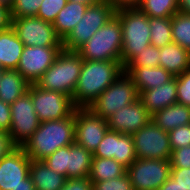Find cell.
<instances>
[{"instance_id": "obj_1", "label": "cell", "mask_w": 190, "mask_h": 190, "mask_svg": "<svg viewBox=\"0 0 190 190\" xmlns=\"http://www.w3.org/2000/svg\"><path fill=\"white\" fill-rule=\"evenodd\" d=\"M121 61L83 60L72 101L76 108H88L121 74Z\"/></svg>"}, {"instance_id": "obj_2", "label": "cell", "mask_w": 190, "mask_h": 190, "mask_svg": "<svg viewBox=\"0 0 190 190\" xmlns=\"http://www.w3.org/2000/svg\"><path fill=\"white\" fill-rule=\"evenodd\" d=\"M75 143V111L64 119L40 122L21 147L31 160L42 161L61 147Z\"/></svg>"}, {"instance_id": "obj_3", "label": "cell", "mask_w": 190, "mask_h": 190, "mask_svg": "<svg viewBox=\"0 0 190 190\" xmlns=\"http://www.w3.org/2000/svg\"><path fill=\"white\" fill-rule=\"evenodd\" d=\"M115 16L122 25L121 64L125 67L150 45L149 17L137 7L117 9Z\"/></svg>"}, {"instance_id": "obj_4", "label": "cell", "mask_w": 190, "mask_h": 190, "mask_svg": "<svg viewBox=\"0 0 190 190\" xmlns=\"http://www.w3.org/2000/svg\"><path fill=\"white\" fill-rule=\"evenodd\" d=\"M83 59L77 51L62 49L53 64L35 83L38 87L73 97Z\"/></svg>"}, {"instance_id": "obj_5", "label": "cell", "mask_w": 190, "mask_h": 190, "mask_svg": "<svg viewBox=\"0 0 190 190\" xmlns=\"http://www.w3.org/2000/svg\"><path fill=\"white\" fill-rule=\"evenodd\" d=\"M122 25L114 15L77 52L83 60L121 61Z\"/></svg>"}, {"instance_id": "obj_6", "label": "cell", "mask_w": 190, "mask_h": 190, "mask_svg": "<svg viewBox=\"0 0 190 190\" xmlns=\"http://www.w3.org/2000/svg\"><path fill=\"white\" fill-rule=\"evenodd\" d=\"M139 99V92L132 78L124 71L98 98L88 107L95 115L109 118L118 109H122Z\"/></svg>"}, {"instance_id": "obj_7", "label": "cell", "mask_w": 190, "mask_h": 190, "mask_svg": "<svg viewBox=\"0 0 190 190\" xmlns=\"http://www.w3.org/2000/svg\"><path fill=\"white\" fill-rule=\"evenodd\" d=\"M115 11L106 0L88 6L80 22L62 41V49L77 51L115 15Z\"/></svg>"}, {"instance_id": "obj_8", "label": "cell", "mask_w": 190, "mask_h": 190, "mask_svg": "<svg viewBox=\"0 0 190 190\" xmlns=\"http://www.w3.org/2000/svg\"><path fill=\"white\" fill-rule=\"evenodd\" d=\"M28 92L40 122L64 119L76 109L72 97L64 93L42 89L35 83L30 84Z\"/></svg>"}, {"instance_id": "obj_9", "label": "cell", "mask_w": 190, "mask_h": 190, "mask_svg": "<svg viewBox=\"0 0 190 190\" xmlns=\"http://www.w3.org/2000/svg\"><path fill=\"white\" fill-rule=\"evenodd\" d=\"M10 110L11 126L8 135L15 147H22L40 124L30 93L26 92L16 99L10 105Z\"/></svg>"}, {"instance_id": "obj_10", "label": "cell", "mask_w": 190, "mask_h": 190, "mask_svg": "<svg viewBox=\"0 0 190 190\" xmlns=\"http://www.w3.org/2000/svg\"><path fill=\"white\" fill-rule=\"evenodd\" d=\"M170 159H136L127 174L134 190H158L170 177Z\"/></svg>"}, {"instance_id": "obj_11", "label": "cell", "mask_w": 190, "mask_h": 190, "mask_svg": "<svg viewBox=\"0 0 190 190\" xmlns=\"http://www.w3.org/2000/svg\"><path fill=\"white\" fill-rule=\"evenodd\" d=\"M11 27L24 46L62 47L53 24L38 17L12 18Z\"/></svg>"}, {"instance_id": "obj_12", "label": "cell", "mask_w": 190, "mask_h": 190, "mask_svg": "<svg viewBox=\"0 0 190 190\" xmlns=\"http://www.w3.org/2000/svg\"><path fill=\"white\" fill-rule=\"evenodd\" d=\"M136 159H170L172 149L168 131L162 130L152 121L132 135Z\"/></svg>"}, {"instance_id": "obj_13", "label": "cell", "mask_w": 190, "mask_h": 190, "mask_svg": "<svg viewBox=\"0 0 190 190\" xmlns=\"http://www.w3.org/2000/svg\"><path fill=\"white\" fill-rule=\"evenodd\" d=\"M108 129L107 119L93 114L88 108L75 109V143L92 154Z\"/></svg>"}, {"instance_id": "obj_14", "label": "cell", "mask_w": 190, "mask_h": 190, "mask_svg": "<svg viewBox=\"0 0 190 190\" xmlns=\"http://www.w3.org/2000/svg\"><path fill=\"white\" fill-rule=\"evenodd\" d=\"M62 47L24 46L17 71L30 83H36L53 64Z\"/></svg>"}, {"instance_id": "obj_15", "label": "cell", "mask_w": 190, "mask_h": 190, "mask_svg": "<svg viewBox=\"0 0 190 190\" xmlns=\"http://www.w3.org/2000/svg\"><path fill=\"white\" fill-rule=\"evenodd\" d=\"M93 157L113 158L128 168L136 160L132 135L108 129Z\"/></svg>"}, {"instance_id": "obj_16", "label": "cell", "mask_w": 190, "mask_h": 190, "mask_svg": "<svg viewBox=\"0 0 190 190\" xmlns=\"http://www.w3.org/2000/svg\"><path fill=\"white\" fill-rule=\"evenodd\" d=\"M31 159L21 147H15L0 159V190H15L25 184Z\"/></svg>"}, {"instance_id": "obj_17", "label": "cell", "mask_w": 190, "mask_h": 190, "mask_svg": "<svg viewBox=\"0 0 190 190\" xmlns=\"http://www.w3.org/2000/svg\"><path fill=\"white\" fill-rule=\"evenodd\" d=\"M151 121V114L138 99L107 118L110 130L133 135Z\"/></svg>"}, {"instance_id": "obj_18", "label": "cell", "mask_w": 190, "mask_h": 190, "mask_svg": "<svg viewBox=\"0 0 190 190\" xmlns=\"http://www.w3.org/2000/svg\"><path fill=\"white\" fill-rule=\"evenodd\" d=\"M139 100L146 110L152 115L177 102V82L173 77L169 82L153 89L139 93Z\"/></svg>"}, {"instance_id": "obj_19", "label": "cell", "mask_w": 190, "mask_h": 190, "mask_svg": "<svg viewBox=\"0 0 190 190\" xmlns=\"http://www.w3.org/2000/svg\"><path fill=\"white\" fill-rule=\"evenodd\" d=\"M132 78L137 91L143 92L169 82L174 76L163 67H124Z\"/></svg>"}, {"instance_id": "obj_20", "label": "cell", "mask_w": 190, "mask_h": 190, "mask_svg": "<svg viewBox=\"0 0 190 190\" xmlns=\"http://www.w3.org/2000/svg\"><path fill=\"white\" fill-rule=\"evenodd\" d=\"M24 49L23 42L15 30L10 27L0 32V67L4 70H16Z\"/></svg>"}, {"instance_id": "obj_21", "label": "cell", "mask_w": 190, "mask_h": 190, "mask_svg": "<svg viewBox=\"0 0 190 190\" xmlns=\"http://www.w3.org/2000/svg\"><path fill=\"white\" fill-rule=\"evenodd\" d=\"M159 66L174 77L190 68V51L175 42L160 48Z\"/></svg>"}, {"instance_id": "obj_22", "label": "cell", "mask_w": 190, "mask_h": 190, "mask_svg": "<svg viewBox=\"0 0 190 190\" xmlns=\"http://www.w3.org/2000/svg\"><path fill=\"white\" fill-rule=\"evenodd\" d=\"M151 121L164 131L190 124V107L178 102L158 110L151 115Z\"/></svg>"}, {"instance_id": "obj_23", "label": "cell", "mask_w": 190, "mask_h": 190, "mask_svg": "<svg viewBox=\"0 0 190 190\" xmlns=\"http://www.w3.org/2000/svg\"><path fill=\"white\" fill-rule=\"evenodd\" d=\"M29 176L36 190H61L67 177L50 169L43 161L31 160Z\"/></svg>"}, {"instance_id": "obj_24", "label": "cell", "mask_w": 190, "mask_h": 190, "mask_svg": "<svg viewBox=\"0 0 190 190\" xmlns=\"http://www.w3.org/2000/svg\"><path fill=\"white\" fill-rule=\"evenodd\" d=\"M87 5L68 1L60 10L53 26L57 36L63 41L73 28L80 22L87 9Z\"/></svg>"}, {"instance_id": "obj_25", "label": "cell", "mask_w": 190, "mask_h": 190, "mask_svg": "<svg viewBox=\"0 0 190 190\" xmlns=\"http://www.w3.org/2000/svg\"><path fill=\"white\" fill-rule=\"evenodd\" d=\"M30 83L17 70H4L0 79V100L12 104L28 92Z\"/></svg>"}, {"instance_id": "obj_26", "label": "cell", "mask_w": 190, "mask_h": 190, "mask_svg": "<svg viewBox=\"0 0 190 190\" xmlns=\"http://www.w3.org/2000/svg\"><path fill=\"white\" fill-rule=\"evenodd\" d=\"M93 154L73 143L68 145L67 179L89 177Z\"/></svg>"}, {"instance_id": "obj_27", "label": "cell", "mask_w": 190, "mask_h": 190, "mask_svg": "<svg viewBox=\"0 0 190 190\" xmlns=\"http://www.w3.org/2000/svg\"><path fill=\"white\" fill-rule=\"evenodd\" d=\"M127 173V167L113 158L92 157L89 179L104 181L118 178Z\"/></svg>"}, {"instance_id": "obj_28", "label": "cell", "mask_w": 190, "mask_h": 190, "mask_svg": "<svg viewBox=\"0 0 190 190\" xmlns=\"http://www.w3.org/2000/svg\"><path fill=\"white\" fill-rule=\"evenodd\" d=\"M137 8L148 17H172L178 12V0H141Z\"/></svg>"}, {"instance_id": "obj_29", "label": "cell", "mask_w": 190, "mask_h": 190, "mask_svg": "<svg viewBox=\"0 0 190 190\" xmlns=\"http://www.w3.org/2000/svg\"><path fill=\"white\" fill-rule=\"evenodd\" d=\"M150 25V44L161 48L169 43L173 42L172 40V26H171V17L166 18H152L149 17Z\"/></svg>"}, {"instance_id": "obj_30", "label": "cell", "mask_w": 190, "mask_h": 190, "mask_svg": "<svg viewBox=\"0 0 190 190\" xmlns=\"http://www.w3.org/2000/svg\"><path fill=\"white\" fill-rule=\"evenodd\" d=\"M172 40L190 51V15L177 12L171 17Z\"/></svg>"}, {"instance_id": "obj_31", "label": "cell", "mask_w": 190, "mask_h": 190, "mask_svg": "<svg viewBox=\"0 0 190 190\" xmlns=\"http://www.w3.org/2000/svg\"><path fill=\"white\" fill-rule=\"evenodd\" d=\"M160 48L148 45L137 54L125 67H157L160 60Z\"/></svg>"}, {"instance_id": "obj_32", "label": "cell", "mask_w": 190, "mask_h": 190, "mask_svg": "<svg viewBox=\"0 0 190 190\" xmlns=\"http://www.w3.org/2000/svg\"><path fill=\"white\" fill-rule=\"evenodd\" d=\"M43 0H14L11 18L36 17Z\"/></svg>"}, {"instance_id": "obj_33", "label": "cell", "mask_w": 190, "mask_h": 190, "mask_svg": "<svg viewBox=\"0 0 190 190\" xmlns=\"http://www.w3.org/2000/svg\"><path fill=\"white\" fill-rule=\"evenodd\" d=\"M42 161L54 172L67 177L68 145L59 148Z\"/></svg>"}, {"instance_id": "obj_34", "label": "cell", "mask_w": 190, "mask_h": 190, "mask_svg": "<svg viewBox=\"0 0 190 190\" xmlns=\"http://www.w3.org/2000/svg\"><path fill=\"white\" fill-rule=\"evenodd\" d=\"M67 2L68 0H43L36 17L53 24L58 13Z\"/></svg>"}, {"instance_id": "obj_35", "label": "cell", "mask_w": 190, "mask_h": 190, "mask_svg": "<svg viewBox=\"0 0 190 190\" xmlns=\"http://www.w3.org/2000/svg\"><path fill=\"white\" fill-rule=\"evenodd\" d=\"M93 190H134L128 174L104 181H92Z\"/></svg>"}, {"instance_id": "obj_36", "label": "cell", "mask_w": 190, "mask_h": 190, "mask_svg": "<svg viewBox=\"0 0 190 190\" xmlns=\"http://www.w3.org/2000/svg\"><path fill=\"white\" fill-rule=\"evenodd\" d=\"M172 151L190 145V124L179 126L168 132Z\"/></svg>"}, {"instance_id": "obj_37", "label": "cell", "mask_w": 190, "mask_h": 190, "mask_svg": "<svg viewBox=\"0 0 190 190\" xmlns=\"http://www.w3.org/2000/svg\"><path fill=\"white\" fill-rule=\"evenodd\" d=\"M177 102L190 107V68L176 76Z\"/></svg>"}, {"instance_id": "obj_38", "label": "cell", "mask_w": 190, "mask_h": 190, "mask_svg": "<svg viewBox=\"0 0 190 190\" xmlns=\"http://www.w3.org/2000/svg\"><path fill=\"white\" fill-rule=\"evenodd\" d=\"M170 162L171 168H190V145L173 150Z\"/></svg>"}, {"instance_id": "obj_39", "label": "cell", "mask_w": 190, "mask_h": 190, "mask_svg": "<svg viewBox=\"0 0 190 190\" xmlns=\"http://www.w3.org/2000/svg\"><path fill=\"white\" fill-rule=\"evenodd\" d=\"M170 176L185 190H190V168H171Z\"/></svg>"}, {"instance_id": "obj_40", "label": "cell", "mask_w": 190, "mask_h": 190, "mask_svg": "<svg viewBox=\"0 0 190 190\" xmlns=\"http://www.w3.org/2000/svg\"><path fill=\"white\" fill-rule=\"evenodd\" d=\"M61 190H93L92 181L88 177L67 179Z\"/></svg>"}, {"instance_id": "obj_41", "label": "cell", "mask_w": 190, "mask_h": 190, "mask_svg": "<svg viewBox=\"0 0 190 190\" xmlns=\"http://www.w3.org/2000/svg\"><path fill=\"white\" fill-rule=\"evenodd\" d=\"M11 126V110L10 104L0 100V130L9 132Z\"/></svg>"}, {"instance_id": "obj_42", "label": "cell", "mask_w": 190, "mask_h": 190, "mask_svg": "<svg viewBox=\"0 0 190 190\" xmlns=\"http://www.w3.org/2000/svg\"><path fill=\"white\" fill-rule=\"evenodd\" d=\"M14 148L8 133L0 130V159Z\"/></svg>"}, {"instance_id": "obj_43", "label": "cell", "mask_w": 190, "mask_h": 190, "mask_svg": "<svg viewBox=\"0 0 190 190\" xmlns=\"http://www.w3.org/2000/svg\"><path fill=\"white\" fill-rule=\"evenodd\" d=\"M12 18L10 9L0 5V32L11 27Z\"/></svg>"}, {"instance_id": "obj_44", "label": "cell", "mask_w": 190, "mask_h": 190, "mask_svg": "<svg viewBox=\"0 0 190 190\" xmlns=\"http://www.w3.org/2000/svg\"><path fill=\"white\" fill-rule=\"evenodd\" d=\"M115 10L137 7L141 0H106Z\"/></svg>"}, {"instance_id": "obj_45", "label": "cell", "mask_w": 190, "mask_h": 190, "mask_svg": "<svg viewBox=\"0 0 190 190\" xmlns=\"http://www.w3.org/2000/svg\"><path fill=\"white\" fill-rule=\"evenodd\" d=\"M158 190H185L171 176L161 185Z\"/></svg>"}, {"instance_id": "obj_46", "label": "cell", "mask_w": 190, "mask_h": 190, "mask_svg": "<svg viewBox=\"0 0 190 190\" xmlns=\"http://www.w3.org/2000/svg\"><path fill=\"white\" fill-rule=\"evenodd\" d=\"M178 12L190 15V0H178Z\"/></svg>"}, {"instance_id": "obj_47", "label": "cell", "mask_w": 190, "mask_h": 190, "mask_svg": "<svg viewBox=\"0 0 190 190\" xmlns=\"http://www.w3.org/2000/svg\"><path fill=\"white\" fill-rule=\"evenodd\" d=\"M15 190H36V189H35V186L31 180L30 176L28 175L25 178V184L18 186Z\"/></svg>"}, {"instance_id": "obj_48", "label": "cell", "mask_w": 190, "mask_h": 190, "mask_svg": "<svg viewBox=\"0 0 190 190\" xmlns=\"http://www.w3.org/2000/svg\"><path fill=\"white\" fill-rule=\"evenodd\" d=\"M68 1H71V2H74V3H81V4H84V5H87V6H91V5L98 4L103 0H68Z\"/></svg>"}, {"instance_id": "obj_49", "label": "cell", "mask_w": 190, "mask_h": 190, "mask_svg": "<svg viewBox=\"0 0 190 190\" xmlns=\"http://www.w3.org/2000/svg\"><path fill=\"white\" fill-rule=\"evenodd\" d=\"M14 0H0V5L11 9L12 5H13Z\"/></svg>"}, {"instance_id": "obj_50", "label": "cell", "mask_w": 190, "mask_h": 190, "mask_svg": "<svg viewBox=\"0 0 190 190\" xmlns=\"http://www.w3.org/2000/svg\"><path fill=\"white\" fill-rule=\"evenodd\" d=\"M3 72H4V69H2V68L0 67V79H1V77H2Z\"/></svg>"}]
</instances>
